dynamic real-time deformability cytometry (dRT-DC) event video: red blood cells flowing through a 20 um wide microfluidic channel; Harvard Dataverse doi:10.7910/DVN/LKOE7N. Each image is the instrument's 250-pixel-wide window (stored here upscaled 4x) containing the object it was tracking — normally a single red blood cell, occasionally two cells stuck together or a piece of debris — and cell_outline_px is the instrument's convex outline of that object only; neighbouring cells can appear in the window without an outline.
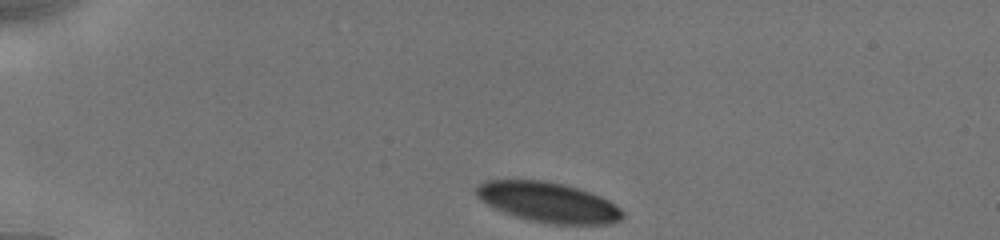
{"species": "human", "species_latin": "Homo sapiens", "temperature_condition": "cold", "stored_images_in_passage": 9, "camera_frame_rate_fps": 3000, "um_per_image_px": 0.085, "donor": {"sex": "male"}, "frame": {"image": 1, "passage_image": 1, "time_ms": 0.0, "image_size_px": [1000, 240], "cell_outline_px": [[624, 216], [620, 220], [612, 224], [548, 224], [528, 220], [504, 212], [480, 200], [476, 196], [476, 184], [484, 180], [544, 180], [564, 184], [580, 188], [600, 196], [608, 200], [620, 208], [624, 212]], "centroid_in_image_um": [46.6, 17.19], "position_along_channel_um": 38.4, "area_um2": 34.39}}